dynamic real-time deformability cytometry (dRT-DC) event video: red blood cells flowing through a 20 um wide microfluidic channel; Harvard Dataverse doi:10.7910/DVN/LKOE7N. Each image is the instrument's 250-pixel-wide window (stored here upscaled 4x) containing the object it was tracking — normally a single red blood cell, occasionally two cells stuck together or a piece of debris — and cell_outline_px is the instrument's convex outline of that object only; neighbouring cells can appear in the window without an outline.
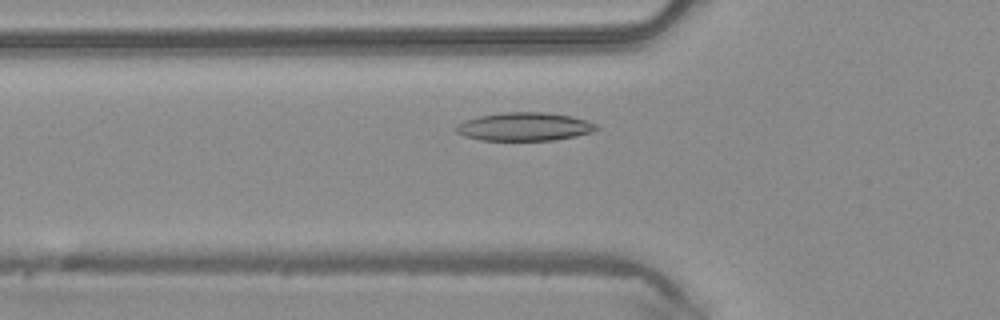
{"species": "common noctule bat (a hibernating species)", "species_latin": "Nyctalus noctula", "temperature_condition": "warm", "stored_images_in_passage": 43, "camera_frame_rate_fps": 3000, "um_per_image_px": 0.085, "animal": {"sex": "male", "body_mass_g": 20.4}, "frame": {"image": 1, "passage_image": 11, "time_ms": 3.333, "image_size_px": [1000, 320], "cell_outline_px": [[600, 128], [592, 132], [576, 136], [552, 140], [480, 140], [464, 136], [456, 132], [456, 124], [464, 120], [480, 116], [504, 112], [544, 112], [572, 116], [588, 120], [596, 124]], "centroid_in_image_um": [44.59, 10.76], "position_along_channel_um": 81.2, "area_um2": 23.24}}
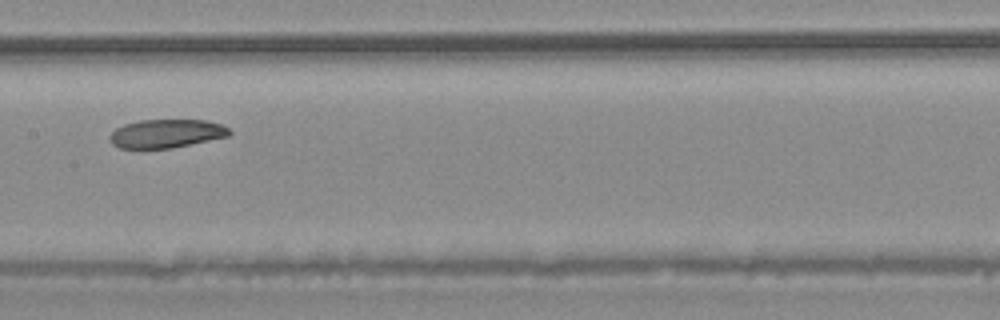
{"frame": {"image": 2, "passage_image": 19, "time_ms": 6.0, "image_size_px": [1000, 320], "cell_outline_px": [[232, 132], [228, 136], [172, 148], [120, 148], [112, 144], [108, 140], [108, 136], [116, 128], [124, 124], [140, 120], [204, 120], [220, 124], [228, 128]], "centroid_in_image_um": [14.1, 11.35], "position_along_channel_um": 193.3, "area_um2": 19.83}}
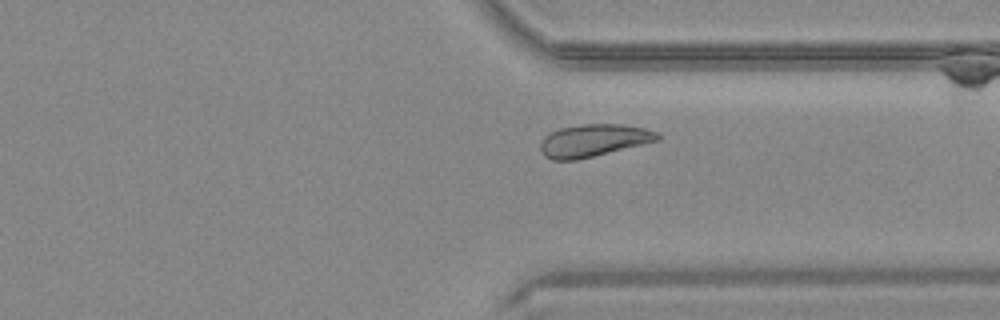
{"frame": {"image": 3, "passage_image": 31, "time_ms": 10.0, "image_size_px": [1000, 320], "cell_outline_px": [[660, 140], [576, 160], [552, 160], [544, 156], [540, 152], [540, 144], [544, 136], [560, 128], [584, 124], [620, 124], [644, 128], [656, 132], [660, 136]], "centroid_in_image_um": [50.42, 11.94], "position_along_channel_um": 361.0, "area_um2": 21.96}, "authors_computed_cell_mechanics": {"area_um2": 23.12, "velocity_mm_per_s": 4.1771, "shape_relaxation_time_tau1_ms": 3.8271, "shape_relaxation_time_tau2_ms": 7.7654, "deformation_change_tau1": 0.096, "deformation_change_tau2": 0.1363}}